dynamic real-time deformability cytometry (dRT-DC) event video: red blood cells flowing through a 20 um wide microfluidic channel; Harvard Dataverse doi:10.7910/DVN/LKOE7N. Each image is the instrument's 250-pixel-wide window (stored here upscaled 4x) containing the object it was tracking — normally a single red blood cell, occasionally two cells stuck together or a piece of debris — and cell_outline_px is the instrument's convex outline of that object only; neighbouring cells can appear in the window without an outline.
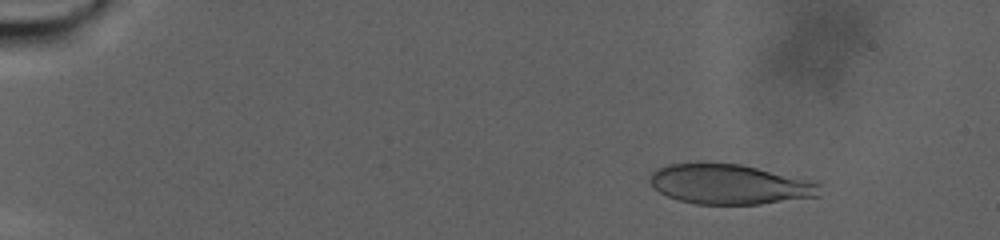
{"species": "human", "species_latin": "Homo sapiens", "temperature_condition": "warm", "stored_images_in_passage": 91, "camera_frame_rate_fps": 3000, "um_per_image_px": 0.085, "donor": {"sex": "male"}, "frame": {"image": 1, "passage_image": 14, "time_ms": 4.333, "image_size_px": [1000, 240], "cell_outline_px": [[820, 196], [760, 204], [696, 204], [676, 200], [652, 188], [648, 180], [652, 172], [668, 164], [740, 164], [820, 180]], "centroid_in_image_um": [62.1, 15.67], "position_along_channel_um": 22.9, "area_um2": 39.94}}
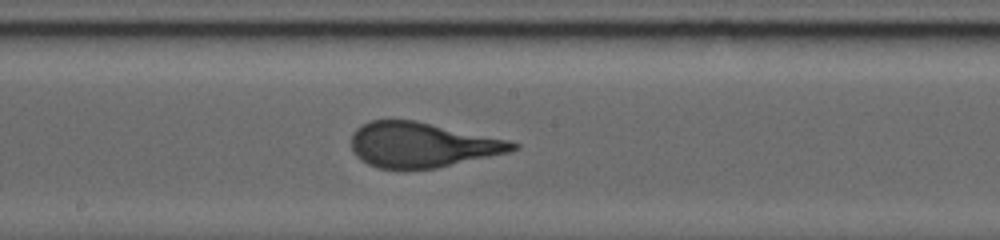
{"frame": {"image": 2, "passage_image": 59, "time_ms": 19.333, "image_size_px": [1000, 240], "cell_outline_px": [[520, 148], [508, 152], [436, 168], [380, 168], [368, 164], [360, 160], [352, 152], [352, 132], [360, 124], [372, 120], [416, 120], [508, 140], [520, 144]], "centroid_in_image_um": [35.84, 12.3], "position_along_channel_um": 212.4, "area_um2": 42.14}}
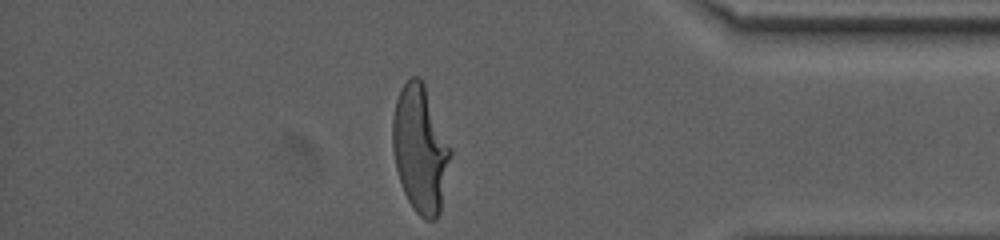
{"frame": {"image": 3, "passage_image": 89, "time_ms": 29.333, "image_size_px": [1000, 240], "cell_outline_px": [[452, 152], [440, 212], [436, 220], [424, 220], [412, 208], [404, 192], [396, 168], [392, 148], [392, 116], [396, 100], [400, 88], [412, 76], [416, 76], [424, 84], [452, 148]], "centroid_in_image_um": [35.72, 12.69], "position_along_channel_um": 399.5, "area_um2": 42.95}, "authors_computed_cell_mechanics": {"area_um2": 42.1362, "velocity_mm_per_s": 2.0981, "shape_relaxation_time_tau1_ms": 9.8327, "shape_relaxation_time_tau2_ms": null, "deformation_change_tau1": 0.2826, "deformation_change_tau2": null}}